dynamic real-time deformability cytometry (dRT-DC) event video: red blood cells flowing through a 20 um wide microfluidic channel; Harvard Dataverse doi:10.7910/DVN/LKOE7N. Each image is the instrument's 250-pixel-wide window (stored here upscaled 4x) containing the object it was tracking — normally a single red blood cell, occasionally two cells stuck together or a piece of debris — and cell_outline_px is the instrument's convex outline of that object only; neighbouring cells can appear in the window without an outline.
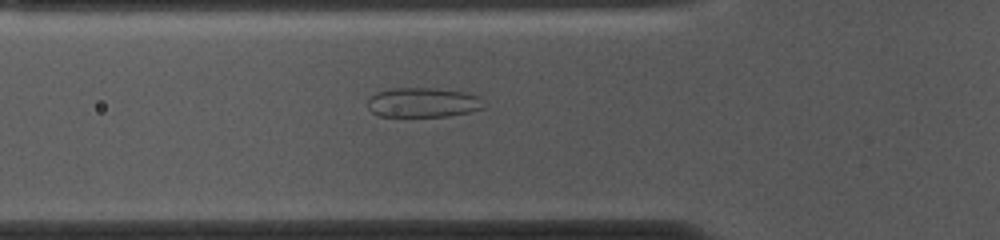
{"species": "common noctule bat (a hibernating species)", "species_latin": "Nyctalus noctula", "temperature_condition": "cold", "stored_images_in_passage": 45, "camera_frame_rate_fps": 3000, "um_per_image_px": 0.085, "animal": {"sex": "female", "body_mass_g": 10.0, "forearm_length_mm": 53.1}, "frame": {"image": 1, "passage_image": 9, "time_ms": 2.667, "image_size_px": [1000, 240], "cell_outline_px": [[484, 108], [468, 112], [448, 116], [380, 116], [372, 112], [368, 108], [368, 100], [376, 92], [392, 88], [432, 88], [464, 92], [480, 96]], "centroid_in_image_um": [35.95, 8.71], "position_along_channel_um": 89.9, "area_um2": 19.94}}
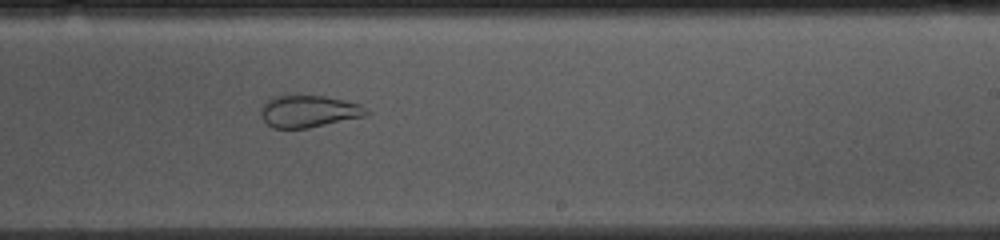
{"frame": {"image": 2, "passage_image": 23, "time_ms": 7.333, "image_size_px": [1000, 240], "cell_outline_px": [[372, 112], [368, 116], [308, 128], [272, 128], [260, 116], [260, 108], [264, 100], [272, 96], [324, 96], [360, 104], [368, 108]], "centroid_in_image_um": [26.25, 9.47], "position_along_channel_um": 262.7, "area_um2": 20.0}}
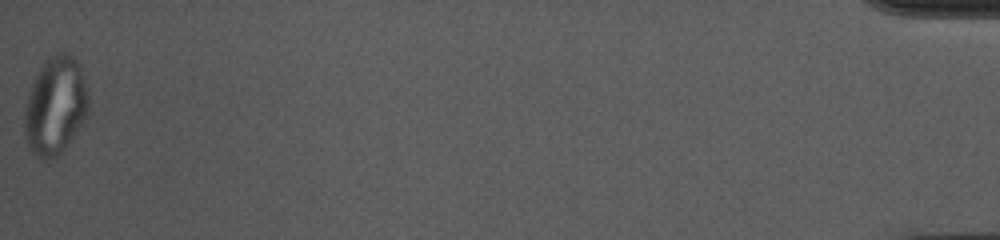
{"frame": {"image": 3, "passage_image": 45, "time_ms": 14.667, "image_size_px": [1000, 240], "cell_outline_px": [[88, 112], [64, 148], [56, 156], [44, 160], [36, 156], [28, 148], [24, 136], [24, 108], [32, 84], [40, 68], [48, 56], [60, 52], [64, 52], [72, 56], [80, 64], [88, 88]], "centroid_in_image_um": [4.69, 8.97], "position_along_channel_um": 430.5, "area_um2": 36.36}}